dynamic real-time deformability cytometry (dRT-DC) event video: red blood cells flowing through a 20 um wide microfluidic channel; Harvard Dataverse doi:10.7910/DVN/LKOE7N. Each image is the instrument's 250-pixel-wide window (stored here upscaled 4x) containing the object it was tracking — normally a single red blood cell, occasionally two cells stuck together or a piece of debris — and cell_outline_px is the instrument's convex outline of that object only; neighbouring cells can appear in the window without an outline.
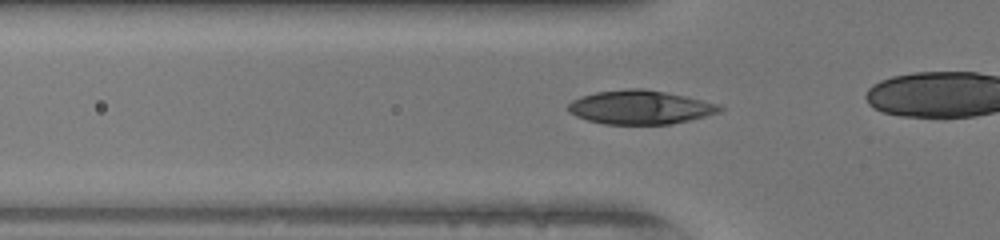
{"species": "human", "species_latin": "Homo sapiens", "temperature_condition": "warm", "stored_images_in_passage": 22, "camera_frame_rate_fps": 3000, "um_per_image_px": 0.085, "donor": {"sex": "female"}, "frame": {"image": 1, "passage_image": 13, "time_ms": 4.0, "image_size_px": [1000, 240], "cell_outline_px": [[724, 108], [720, 112], [688, 120], [668, 124], [604, 124], [588, 120], [576, 116], [568, 112], [568, 104], [572, 100], [580, 96], [596, 92], [628, 88], [644, 88], [684, 96], [720, 104]], "centroid_in_image_um": [54.39, 9.11], "position_along_channel_um": 71.4, "area_um2": 29.77}}